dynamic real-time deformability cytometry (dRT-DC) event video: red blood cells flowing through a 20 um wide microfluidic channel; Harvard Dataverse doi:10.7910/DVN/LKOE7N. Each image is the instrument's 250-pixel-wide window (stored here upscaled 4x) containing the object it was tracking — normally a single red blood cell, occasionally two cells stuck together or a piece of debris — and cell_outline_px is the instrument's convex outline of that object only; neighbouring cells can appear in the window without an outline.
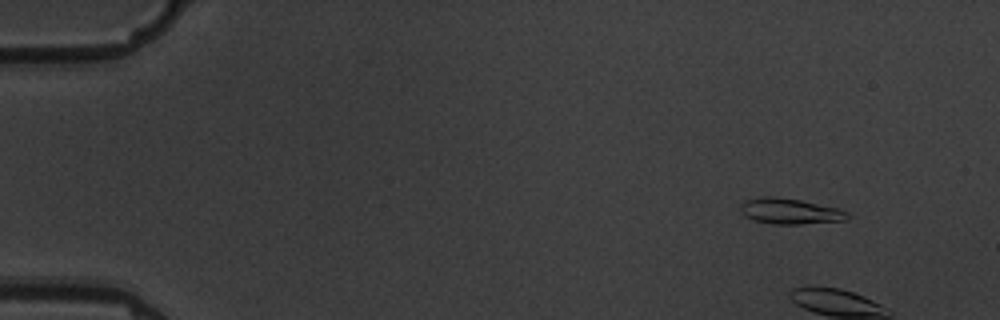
{"species": "common noctule bat (a hibernating species)", "species_latin": "Nyctalus noctula", "temperature_condition": "warm", "stored_images_in_passage": 7, "camera_frame_rate_fps": 3000, "um_per_image_px": 0.085, "animal": {"sex": "male", "body_mass_g": 19.5, "forearm_length_mm": 54.6}, "frame": {"image": 1, "passage_image": 2, "time_ms": 1.333, "image_size_px": [1000, 320], "cell_outline_px": [[852, 216], [848, 220], [800, 224], [772, 224], [756, 220], [744, 216], [740, 212], [740, 204], [744, 200], [764, 196], [772, 196], [800, 200], [840, 208], [848, 212]], "centroid_in_image_um": [67.18, 17.95], "position_along_channel_um": 17.8, "area_um2": 16.24}}